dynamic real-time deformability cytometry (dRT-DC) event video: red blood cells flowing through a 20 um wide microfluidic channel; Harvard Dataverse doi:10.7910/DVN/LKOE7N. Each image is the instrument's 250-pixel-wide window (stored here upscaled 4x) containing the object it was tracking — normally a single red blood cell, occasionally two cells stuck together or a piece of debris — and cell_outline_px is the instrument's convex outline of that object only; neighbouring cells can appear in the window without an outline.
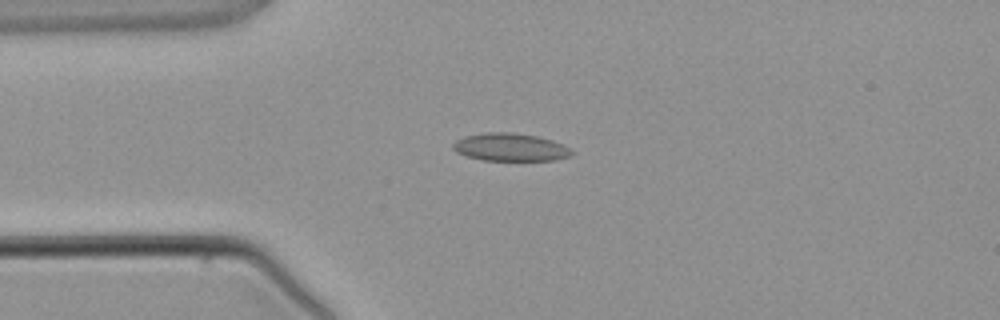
{"species": "common noctule bat (a hibernating species)", "species_latin": "Nyctalus noctula", "temperature_condition": "warm", "stored_images_in_passage": 2, "camera_frame_rate_fps": 3000, "um_per_image_px": 0.085, "animal": {"sex": "male", "body_mass_g": 21.5, "forearm_length_mm": 52.0}, "frame": {"image": 1, "passage_image": 2, "time_ms": 1.333, "image_size_px": [1000, 320], "cell_outline_px": [[576, 152], [572, 156], [556, 160], [484, 160], [468, 156], [456, 152], [452, 148], [452, 144], [456, 140], [464, 136], [484, 132], [512, 132], [536, 136], [552, 140], [564, 144]], "centroid_in_image_um": [43.42, 12.51], "position_along_channel_um": 41.6, "area_um2": 19.42}}